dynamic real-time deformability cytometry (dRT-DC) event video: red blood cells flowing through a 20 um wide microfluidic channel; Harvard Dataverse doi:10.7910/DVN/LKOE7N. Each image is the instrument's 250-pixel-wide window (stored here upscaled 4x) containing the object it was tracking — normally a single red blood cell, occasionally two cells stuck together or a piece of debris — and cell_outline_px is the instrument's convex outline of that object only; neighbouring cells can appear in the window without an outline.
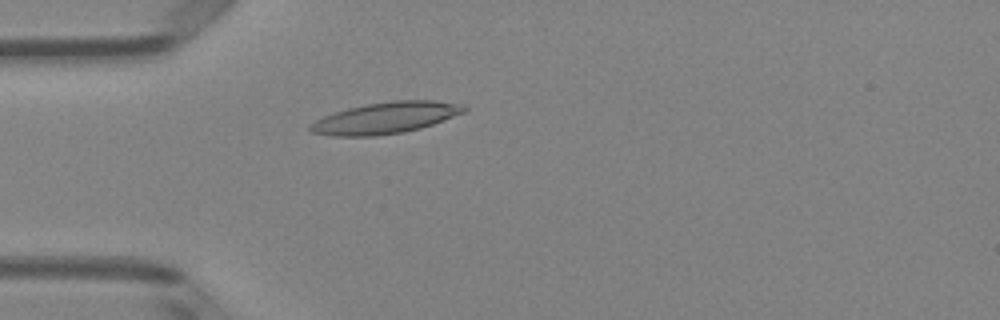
{"species": "Egyptian fruit bat (a non-hibernating species)", "species_latin": "Rousettus aegyptiacus", "temperature_condition": "room temperature", "stored_images_in_passage": 51, "camera_frame_rate_fps": 3000, "um_per_image_px": 0.085, "animal": {"sex": "female"}, "frame": {"image": 1, "passage_image": 15, "time_ms": 4.667, "image_size_px": [1000, 320], "cell_outline_px": [[468, 108], [464, 112], [432, 124], [420, 128], [404, 132], [376, 136], [332, 136], [308, 132], [308, 124], [324, 116], [348, 108], [368, 104], [396, 100], [432, 100], [464, 104]], "centroid_in_image_um": [32.74, 10.03], "position_along_channel_um": 52.3, "area_um2": 28.09}}
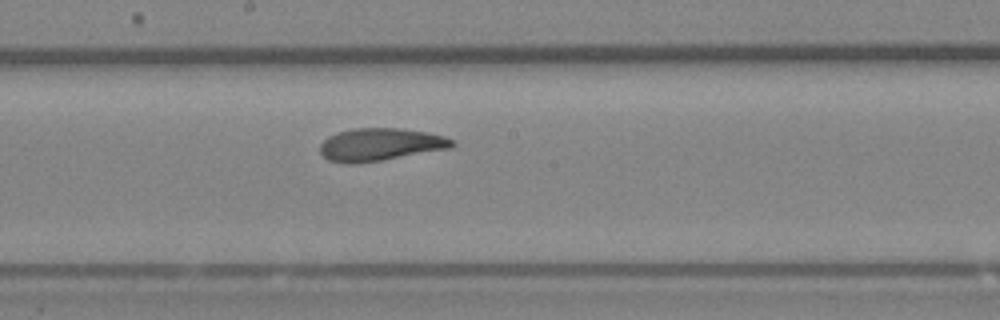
{"frame": {"image": 2, "passage_image": 28, "time_ms": 9.0, "image_size_px": [1000, 320], "cell_outline_px": [[456, 144], [452, 148], [356, 164], [348, 164], [328, 160], [320, 152], [320, 144], [328, 136], [336, 132], [352, 128], [400, 128], [424, 132], [444, 136], [456, 140]], "centroid_in_image_um": [32.32, 12.28], "position_along_channel_um": 215.9, "area_um2": 25.2}}
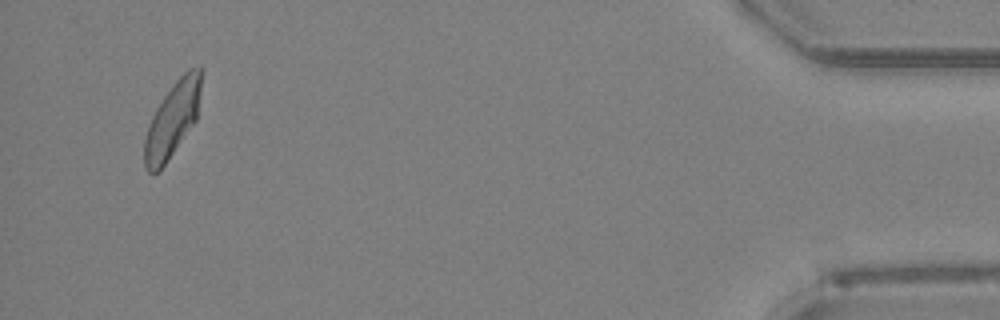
{"frame": {"image": 3, "passage_image": 49, "time_ms": 16.0, "image_size_px": [1000, 320], "cell_outline_px": [[204, 68], [196, 120], [160, 172], [148, 172], [144, 168], [144, 140], [148, 124], [156, 108], [164, 96], [176, 80], [188, 68], [200, 64]], "centroid_in_image_um": [14.68, 10.12], "position_along_channel_um": 420.5, "area_um2": 25.14}, "authors_computed_cell_mechanics": {"area_um2": 25.2586, "velocity_mm_per_s": 4.0066, "shape_relaxation_time_tau1_ms": 6.0421, "shape_relaxation_time_tau2_ms": 2.5585, "deformation_change_tau1": 0.1793, "deformation_change_tau2": 0.1018}}